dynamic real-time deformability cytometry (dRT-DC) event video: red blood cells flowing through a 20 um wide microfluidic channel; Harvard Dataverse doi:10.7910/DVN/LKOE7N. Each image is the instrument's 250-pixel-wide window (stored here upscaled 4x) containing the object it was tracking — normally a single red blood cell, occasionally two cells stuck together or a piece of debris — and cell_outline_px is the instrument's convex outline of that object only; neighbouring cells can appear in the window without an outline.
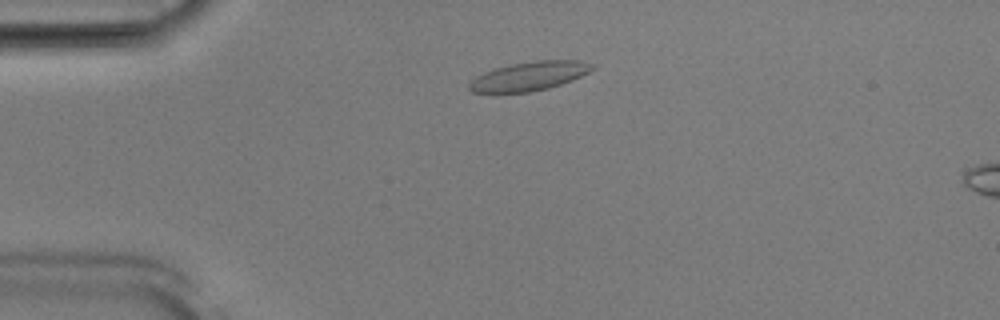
{"species": "Egyptian fruit bat (a non-hibernating species)", "species_latin": "Rousettus aegyptiacus", "temperature_condition": "room temperature", "stored_images_in_passage": 11, "camera_frame_rate_fps": 3000, "um_per_image_px": 0.085, "animal": {"sex": "male"}, "frame": {"image": 1, "passage_image": 7, "time_ms": 2.0, "image_size_px": [1000, 320], "cell_outline_px": [[596, 68], [572, 80], [548, 88], [528, 92], [496, 96], [472, 92], [468, 88], [468, 84], [476, 76], [484, 72], [496, 68], [512, 64], [536, 60], [580, 60], [596, 64]], "centroid_in_image_um": [44.92, 6.51], "position_along_channel_um": 40.1, "area_um2": 21.44}}